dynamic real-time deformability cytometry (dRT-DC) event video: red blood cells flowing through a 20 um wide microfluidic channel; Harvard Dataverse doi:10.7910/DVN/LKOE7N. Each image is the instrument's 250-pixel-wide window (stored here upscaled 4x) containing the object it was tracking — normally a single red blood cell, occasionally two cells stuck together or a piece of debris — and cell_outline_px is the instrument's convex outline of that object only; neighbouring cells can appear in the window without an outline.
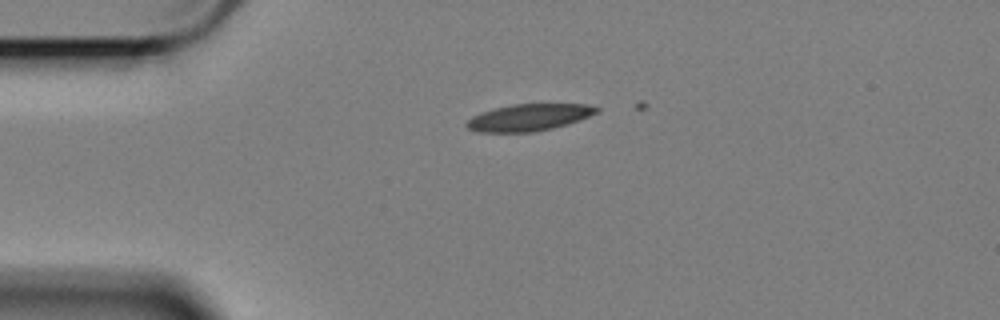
{"species": "Egyptian fruit bat (a non-hibernating species)", "species_latin": "Rousettus aegyptiacus", "temperature_condition": "cold", "stored_images_in_passage": 6, "camera_frame_rate_fps": 3000, "um_per_image_px": 0.085, "animal": {"sex": "female"}, "frame": {"image": 1, "passage_image": 4, "time_ms": 1.0, "image_size_px": [1000, 320], "cell_outline_px": [[600, 108], [596, 112], [580, 120], [568, 124], [552, 128], [532, 132], [476, 132], [468, 128], [464, 124], [472, 116], [480, 112], [512, 104], [588, 104]], "centroid_in_image_um": [44.93, 9.98], "position_along_channel_um": 40.1, "area_um2": 20.29}}